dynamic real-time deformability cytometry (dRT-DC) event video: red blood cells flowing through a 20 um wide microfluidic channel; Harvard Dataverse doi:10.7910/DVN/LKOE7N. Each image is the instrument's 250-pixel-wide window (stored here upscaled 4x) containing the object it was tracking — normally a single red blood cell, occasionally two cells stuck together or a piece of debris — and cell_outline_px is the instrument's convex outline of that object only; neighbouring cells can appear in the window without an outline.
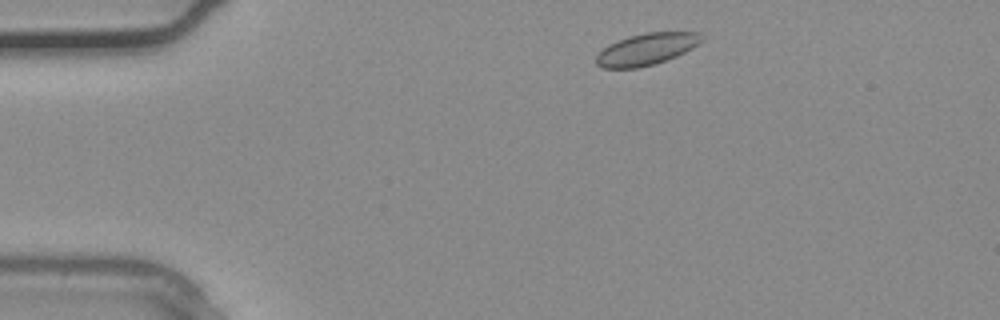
{"species": "common noctule bat (a hibernating species)", "species_latin": "Nyctalus noctula", "temperature_condition": "warm", "stored_images_in_passage": 2, "camera_frame_rate_fps": 3000, "um_per_image_px": 0.085, "animal": {"sex": "male", "body_mass_g": 20.4}, "frame": {"image": 1, "passage_image": 1, "time_ms": 0.0, "image_size_px": [1000, 320], "cell_outline_px": [[704, 40], [692, 48], [676, 56], [652, 64], [636, 68], [600, 68], [596, 64], [596, 56], [608, 44], [628, 36], [644, 32], [700, 32], [704, 36]], "centroid_in_image_um": [54.96, 4.16], "position_along_channel_um": 30.0, "area_um2": 19.48}}